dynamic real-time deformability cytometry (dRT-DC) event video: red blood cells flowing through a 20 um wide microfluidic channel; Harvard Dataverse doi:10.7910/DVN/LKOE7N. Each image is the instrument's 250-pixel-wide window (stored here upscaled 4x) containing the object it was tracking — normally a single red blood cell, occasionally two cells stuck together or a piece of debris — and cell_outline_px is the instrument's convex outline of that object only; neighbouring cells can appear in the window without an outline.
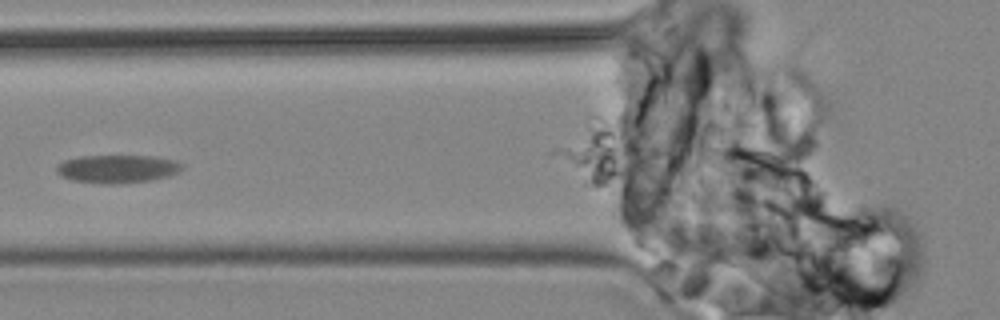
{"species": "common noctule bat (a hibernating species)", "species_latin": "Nyctalus noctula", "temperature_condition": "cold", "stored_images_in_passage": 5, "camera_frame_rate_fps": 3000, "um_per_image_px": 0.085, "animal": {"sex": "male", "body_mass_g": 19.2, "forearm_length_mm": 51.8}, "frame": {"image": 1, "passage_image": 2, "time_ms": 2.0, "image_size_px": [1000, 320], "cell_outline_px": [[184, 168], [168, 176], [152, 180], [116, 184], [104, 184], [72, 180], [60, 176], [56, 172], [56, 164], [64, 160], [80, 156], [156, 156], [176, 160], [184, 164]], "centroid_in_image_um": [9.97, 14.35], "position_along_channel_um": 115.8, "area_um2": 20.81}}
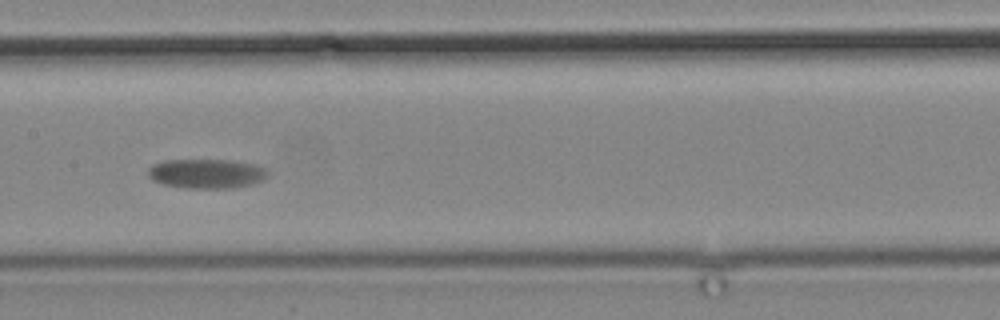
{"frame": {"image": 2, "passage_image": 4, "time_ms": 4.333, "image_size_px": [1000, 320], "cell_outline_px": [[268, 176], [264, 180], [252, 184], [232, 188], [188, 188], [160, 184], [152, 180], [148, 176], [148, 168], [152, 164], [164, 160], [232, 160], [260, 164], [268, 172]], "centroid_in_image_um": [17.57, 14.75], "position_along_channel_um": 189.8, "area_um2": 20.92}}
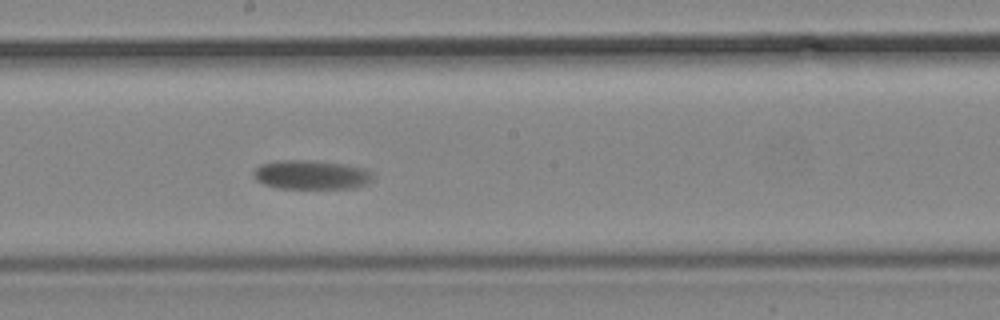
{"frame": {"image": 3, "passage_image": 5, "time_ms": 5.333, "image_size_px": [1000, 320], "cell_outline_px": [[376, 176], [372, 180], [356, 188], [276, 188], [264, 184], [256, 180], [252, 176], [252, 172], [260, 164], [276, 160], [312, 160], [348, 164], [364, 168], [372, 172]], "centroid_in_image_um": [26.46, 14.84], "position_along_channel_um": 221.7, "area_um2": 20.63}}